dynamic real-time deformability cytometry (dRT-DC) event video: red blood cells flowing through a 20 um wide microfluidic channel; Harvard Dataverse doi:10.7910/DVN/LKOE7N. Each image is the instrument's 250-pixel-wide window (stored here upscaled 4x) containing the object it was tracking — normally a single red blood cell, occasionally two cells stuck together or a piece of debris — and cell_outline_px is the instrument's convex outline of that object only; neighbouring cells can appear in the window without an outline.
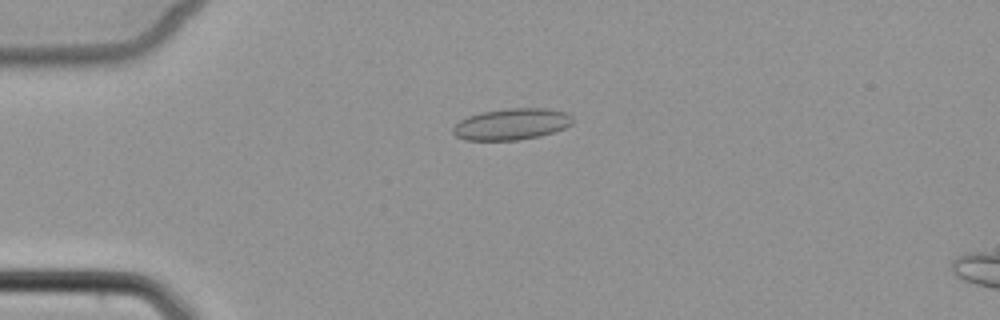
{"species": "common noctule bat (a hibernating species)", "species_latin": "Nyctalus noctula", "temperature_condition": "cold", "stored_images_in_passage": 5, "camera_frame_rate_fps": 3000, "um_per_image_px": 0.085, "animal": {"sex": "female", "body_mass_g": 22.7, "forearm_length_mm": 54.2}, "frame": {"image": 1, "passage_image": 2, "time_ms": 1.0, "image_size_px": [1000, 320], "cell_outline_px": [[572, 124], [564, 128], [540, 136], [516, 140], [464, 140], [456, 136], [452, 132], [452, 128], [460, 120], [468, 116], [480, 112], [508, 108], [548, 108], [568, 112], [572, 116]], "centroid_in_image_um": [43.48, 10.54], "position_along_channel_um": 41.5, "area_um2": 22.02}}
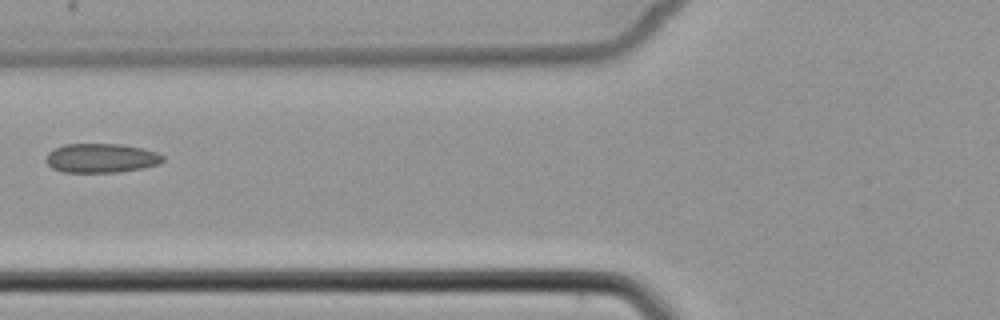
{"frame": {"image": 2, "passage_image": 4, "time_ms": 3.667, "image_size_px": [1000, 320], "cell_outline_px": [[164, 160], [160, 164], [144, 168], [120, 172], [64, 172], [52, 168], [44, 160], [48, 152], [64, 144], [120, 144], [144, 148], [156, 152], [164, 156]], "centroid_in_image_um": [8.62, 13.44], "position_along_channel_um": 117.2, "area_um2": 20.06}}
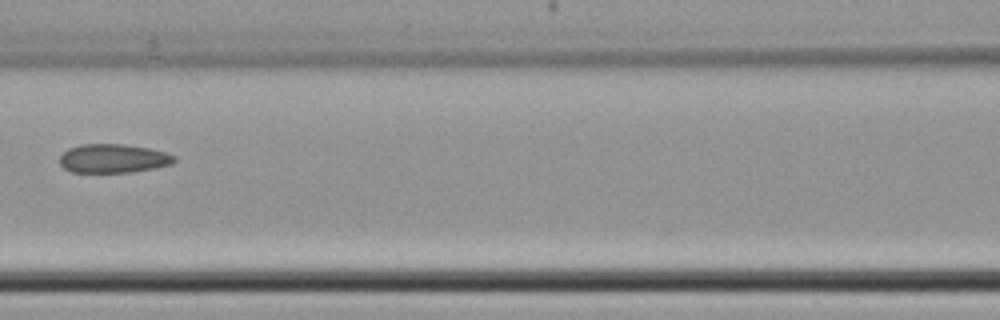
{"frame": {"image": 3, "passage_image": 5, "time_ms": 4.667, "image_size_px": [1000, 320], "cell_outline_px": [[176, 160], [172, 164], [156, 168], [132, 172], [72, 172], [64, 168], [60, 164], [60, 156], [68, 148], [80, 144], [124, 144], [148, 148], [164, 152], [176, 156]], "centroid_in_image_um": [9.63, 13.47], "position_along_channel_um": 157.0, "area_um2": 19.31}}